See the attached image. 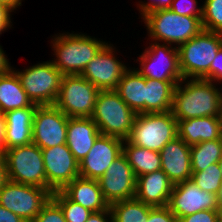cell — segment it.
Masks as SVG:
<instances>
[{"label":"cell","instance_id":"18","mask_svg":"<svg viewBox=\"0 0 222 222\" xmlns=\"http://www.w3.org/2000/svg\"><path fill=\"white\" fill-rule=\"evenodd\" d=\"M190 150L191 146L177 136L159 152L161 169L174 185L191 180Z\"/></svg>","mask_w":222,"mask_h":222},{"label":"cell","instance_id":"5","mask_svg":"<svg viewBox=\"0 0 222 222\" xmlns=\"http://www.w3.org/2000/svg\"><path fill=\"white\" fill-rule=\"evenodd\" d=\"M202 17L179 15L170 9L150 12L143 17L150 37L178 47L198 35L202 30Z\"/></svg>","mask_w":222,"mask_h":222},{"label":"cell","instance_id":"37","mask_svg":"<svg viewBox=\"0 0 222 222\" xmlns=\"http://www.w3.org/2000/svg\"><path fill=\"white\" fill-rule=\"evenodd\" d=\"M149 3L139 4L140 11L142 12L141 15L144 17L150 12H154L161 9H169L173 0H150Z\"/></svg>","mask_w":222,"mask_h":222},{"label":"cell","instance_id":"15","mask_svg":"<svg viewBox=\"0 0 222 222\" xmlns=\"http://www.w3.org/2000/svg\"><path fill=\"white\" fill-rule=\"evenodd\" d=\"M98 182L109 205L135 197L136 177L123 153L108 167Z\"/></svg>","mask_w":222,"mask_h":222},{"label":"cell","instance_id":"6","mask_svg":"<svg viewBox=\"0 0 222 222\" xmlns=\"http://www.w3.org/2000/svg\"><path fill=\"white\" fill-rule=\"evenodd\" d=\"M177 136V120L171 111L140 113L127 140L138 147L160 152Z\"/></svg>","mask_w":222,"mask_h":222},{"label":"cell","instance_id":"9","mask_svg":"<svg viewBox=\"0 0 222 222\" xmlns=\"http://www.w3.org/2000/svg\"><path fill=\"white\" fill-rule=\"evenodd\" d=\"M99 91L81 75H63L54 105L68 117H91Z\"/></svg>","mask_w":222,"mask_h":222},{"label":"cell","instance_id":"27","mask_svg":"<svg viewBox=\"0 0 222 222\" xmlns=\"http://www.w3.org/2000/svg\"><path fill=\"white\" fill-rule=\"evenodd\" d=\"M124 141L123 154L132 167L135 177L161 170V157L158 151L138 147L127 139Z\"/></svg>","mask_w":222,"mask_h":222},{"label":"cell","instance_id":"31","mask_svg":"<svg viewBox=\"0 0 222 222\" xmlns=\"http://www.w3.org/2000/svg\"><path fill=\"white\" fill-rule=\"evenodd\" d=\"M52 199L61 207L66 222H86L92 211L71 201L61 190L52 193Z\"/></svg>","mask_w":222,"mask_h":222},{"label":"cell","instance_id":"8","mask_svg":"<svg viewBox=\"0 0 222 222\" xmlns=\"http://www.w3.org/2000/svg\"><path fill=\"white\" fill-rule=\"evenodd\" d=\"M15 72L33 104L38 106L55 104L63 74L54 66L53 62L46 61L29 67L23 72Z\"/></svg>","mask_w":222,"mask_h":222},{"label":"cell","instance_id":"3","mask_svg":"<svg viewBox=\"0 0 222 222\" xmlns=\"http://www.w3.org/2000/svg\"><path fill=\"white\" fill-rule=\"evenodd\" d=\"M54 66L63 75H81L87 64L107 44L83 34H62L52 40Z\"/></svg>","mask_w":222,"mask_h":222},{"label":"cell","instance_id":"34","mask_svg":"<svg viewBox=\"0 0 222 222\" xmlns=\"http://www.w3.org/2000/svg\"><path fill=\"white\" fill-rule=\"evenodd\" d=\"M197 3V0H173L169 9L179 15L202 17L203 7H197Z\"/></svg>","mask_w":222,"mask_h":222},{"label":"cell","instance_id":"11","mask_svg":"<svg viewBox=\"0 0 222 222\" xmlns=\"http://www.w3.org/2000/svg\"><path fill=\"white\" fill-rule=\"evenodd\" d=\"M141 69L137 71L145 78L160 81H182L179 68L178 47L156 41L140 55Z\"/></svg>","mask_w":222,"mask_h":222},{"label":"cell","instance_id":"42","mask_svg":"<svg viewBox=\"0 0 222 222\" xmlns=\"http://www.w3.org/2000/svg\"><path fill=\"white\" fill-rule=\"evenodd\" d=\"M6 123L3 114L0 112V155H3L6 151Z\"/></svg>","mask_w":222,"mask_h":222},{"label":"cell","instance_id":"7","mask_svg":"<svg viewBox=\"0 0 222 222\" xmlns=\"http://www.w3.org/2000/svg\"><path fill=\"white\" fill-rule=\"evenodd\" d=\"M3 156L8 180L47 189L42 150L36 144L7 149Z\"/></svg>","mask_w":222,"mask_h":222},{"label":"cell","instance_id":"45","mask_svg":"<svg viewBox=\"0 0 222 222\" xmlns=\"http://www.w3.org/2000/svg\"><path fill=\"white\" fill-rule=\"evenodd\" d=\"M22 0H0V4L7 6L14 11L18 6H21Z\"/></svg>","mask_w":222,"mask_h":222},{"label":"cell","instance_id":"16","mask_svg":"<svg viewBox=\"0 0 222 222\" xmlns=\"http://www.w3.org/2000/svg\"><path fill=\"white\" fill-rule=\"evenodd\" d=\"M124 140L115 136L100 134L93 147L79 163L80 177L100 179L108 167L123 153Z\"/></svg>","mask_w":222,"mask_h":222},{"label":"cell","instance_id":"43","mask_svg":"<svg viewBox=\"0 0 222 222\" xmlns=\"http://www.w3.org/2000/svg\"><path fill=\"white\" fill-rule=\"evenodd\" d=\"M8 181L6 162L3 155H0V189Z\"/></svg>","mask_w":222,"mask_h":222},{"label":"cell","instance_id":"36","mask_svg":"<svg viewBox=\"0 0 222 222\" xmlns=\"http://www.w3.org/2000/svg\"><path fill=\"white\" fill-rule=\"evenodd\" d=\"M147 222H177V218L168 206L152 207Z\"/></svg>","mask_w":222,"mask_h":222},{"label":"cell","instance_id":"35","mask_svg":"<svg viewBox=\"0 0 222 222\" xmlns=\"http://www.w3.org/2000/svg\"><path fill=\"white\" fill-rule=\"evenodd\" d=\"M220 210H201L194 214L178 218L177 222H217Z\"/></svg>","mask_w":222,"mask_h":222},{"label":"cell","instance_id":"41","mask_svg":"<svg viewBox=\"0 0 222 222\" xmlns=\"http://www.w3.org/2000/svg\"><path fill=\"white\" fill-rule=\"evenodd\" d=\"M0 222H26L18 215L0 205Z\"/></svg>","mask_w":222,"mask_h":222},{"label":"cell","instance_id":"14","mask_svg":"<svg viewBox=\"0 0 222 222\" xmlns=\"http://www.w3.org/2000/svg\"><path fill=\"white\" fill-rule=\"evenodd\" d=\"M168 207L177 219L201 210H220L218 195L201 190L192 180L174 185Z\"/></svg>","mask_w":222,"mask_h":222},{"label":"cell","instance_id":"32","mask_svg":"<svg viewBox=\"0 0 222 222\" xmlns=\"http://www.w3.org/2000/svg\"><path fill=\"white\" fill-rule=\"evenodd\" d=\"M202 7L203 30L222 33V0H205Z\"/></svg>","mask_w":222,"mask_h":222},{"label":"cell","instance_id":"30","mask_svg":"<svg viewBox=\"0 0 222 222\" xmlns=\"http://www.w3.org/2000/svg\"><path fill=\"white\" fill-rule=\"evenodd\" d=\"M191 180L206 192L219 195L222 187L221 169L214 163L199 172H192Z\"/></svg>","mask_w":222,"mask_h":222},{"label":"cell","instance_id":"20","mask_svg":"<svg viewBox=\"0 0 222 222\" xmlns=\"http://www.w3.org/2000/svg\"><path fill=\"white\" fill-rule=\"evenodd\" d=\"M100 134L91 117H69L66 145L78 163L82 162Z\"/></svg>","mask_w":222,"mask_h":222},{"label":"cell","instance_id":"39","mask_svg":"<svg viewBox=\"0 0 222 222\" xmlns=\"http://www.w3.org/2000/svg\"><path fill=\"white\" fill-rule=\"evenodd\" d=\"M10 12H12L10 8L0 4V34H2L6 28L11 27Z\"/></svg>","mask_w":222,"mask_h":222},{"label":"cell","instance_id":"17","mask_svg":"<svg viewBox=\"0 0 222 222\" xmlns=\"http://www.w3.org/2000/svg\"><path fill=\"white\" fill-rule=\"evenodd\" d=\"M113 50L107 43L81 73L83 78L99 90H115L122 75L128 69L115 58Z\"/></svg>","mask_w":222,"mask_h":222},{"label":"cell","instance_id":"13","mask_svg":"<svg viewBox=\"0 0 222 222\" xmlns=\"http://www.w3.org/2000/svg\"><path fill=\"white\" fill-rule=\"evenodd\" d=\"M42 156L47 179V190H62L73 179L80 177L79 163L66 144L44 148Z\"/></svg>","mask_w":222,"mask_h":222},{"label":"cell","instance_id":"1","mask_svg":"<svg viewBox=\"0 0 222 222\" xmlns=\"http://www.w3.org/2000/svg\"><path fill=\"white\" fill-rule=\"evenodd\" d=\"M182 79L174 89L171 112L177 121L193 118L220 117L222 93L206 79H190L181 87Z\"/></svg>","mask_w":222,"mask_h":222},{"label":"cell","instance_id":"12","mask_svg":"<svg viewBox=\"0 0 222 222\" xmlns=\"http://www.w3.org/2000/svg\"><path fill=\"white\" fill-rule=\"evenodd\" d=\"M69 117L55 105L37 106L32 124V143L40 149L66 144Z\"/></svg>","mask_w":222,"mask_h":222},{"label":"cell","instance_id":"25","mask_svg":"<svg viewBox=\"0 0 222 222\" xmlns=\"http://www.w3.org/2000/svg\"><path fill=\"white\" fill-rule=\"evenodd\" d=\"M33 103L22 88L21 81L15 70L11 69L0 74V112L30 107Z\"/></svg>","mask_w":222,"mask_h":222},{"label":"cell","instance_id":"21","mask_svg":"<svg viewBox=\"0 0 222 222\" xmlns=\"http://www.w3.org/2000/svg\"><path fill=\"white\" fill-rule=\"evenodd\" d=\"M37 104L30 107L14 109L3 114L6 123V150L32 143L33 116Z\"/></svg>","mask_w":222,"mask_h":222},{"label":"cell","instance_id":"29","mask_svg":"<svg viewBox=\"0 0 222 222\" xmlns=\"http://www.w3.org/2000/svg\"><path fill=\"white\" fill-rule=\"evenodd\" d=\"M191 170L199 172L222 158V139L204 141L191 146Z\"/></svg>","mask_w":222,"mask_h":222},{"label":"cell","instance_id":"22","mask_svg":"<svg viewBox=\"0 0 222 222\" xmlns=\"http://www.w3.org/2000/svg\"><path fill=\"white\" fill-rule=\"evenodd\" d=\"M178 136L187 144L222 139L221 118L207 116L177 121Z\"/></svg>","mask_w":222,"mask_h":222},{"label":"cell","instance_id":"33","mask_svg":"<svg viewBox=\"0 0 222 222\" xmlns=\"http://www.w3.org/2000/svg\"><path fill=\"white\" fill-rule=\"evenodd\" d=\"M31 222H66L61 207L51 198Z\"/></svg>","mask_w":222,"mask_h":222},{"label":"cell","instance_id":"49","mask_svg":"<svg viewBox=\"0 0 222 222\" xmlns=\"http://www.w3.org/2000/svg\"><path fill=\"white\" fill-rule=\"evenodd\" d=\"M217 222H222V218H219V219L217 220Z\"/></svg>","mask_w":222,"mask_h":222},{"label":"cell","instance_id":"26","mask_svg":"<svg viewBox=\"0 0 222 222\" xmlns=\"http://www.w3.org/2000/svg\"><path fill=\"white\" fill-rule=\"evenodd\" d=\"M179 82L146 78L145 113L171 111L174 89Z\"/></svg>","mask_w":222,"mask_h":222},{"label":"cell","instance_id":"24","mask_svg":"<svg viewBox=\"0 0 222 222\" xmlns=\"http://www.w3.org/2000/svg\"><path fill=\"white\" fill-rule=\"evenodd\" d=\"M145 88L146 78L136 69H127L115 91L136 114H140L145 113Z\"/></svg>","mask_w":222,"mask_h":222},{"label":"cell","instance_id":"38","mask_svg":"<svg viewBox=\"0 0 222 222\" xmlns=\"http://www.w3.org/2000/svg\"><path fill=\"white\" fill-rule=\"evenodd\" d=\"M222 80V47L217 52L210 66V81Z\"/></svg>","mask_w":222,"mask_h":222},{"label":"cell","instance_id":"23","mask_svg":"<svg viewBox=\"0 0 222 222\" xmlns=\"http://www.w3.org/2000/svg\"><path fill=\"white\" fill-rule=\"evenodd\" d=\"M71 201L81 204L92 212L109 208L105 201L98 180L78 177L61 190Z\"/></svg>","mask_w":222,"mask_h":222},{"label":"cell","instance_id":"4","mask_svg":"<svg viewBox=\"0 0 222 222\" xmlns=\"http://www.w3.org/2000/svg\"><path fill=\"white\" fill-rule=\"evenodd\" d=\"M136 115L115 90H100L91 119L102 135L126 140L131 133Z\"/></svg>","mask_w":222,"mask_h":222},{"label":"cell","instance_id":"19","mask_svg":"<svg viewBox=\"0 0 222 222\" xmlns=\"http://www.w3.org/2000/svg\"><path fill=\"white\" fill-rule=\"evenodd\" d=\"M174 184L161 169L136 177L135 198L152 207L168 206Z\"/></svg>","mask_w":222,"mask_h":222},{"label":"cell","instance_id":"48","mask_svg":"<svg viewBox=\"0 0 222 222\" xmlns=\"http://www.w3.org/2000/svg\"><path fill=\"white\" fill-rule=\"evenodd\" d=\"M220 118H221V126H222V110H221Z\"/></svg>","mask_w":222,"mask_h":222},{"label":"cell","instance_id":"40","mask_svg":"<svg viewBox=\"0 0 222 222\" xmlns=\"http://www.w3.org/2000/svg\"><path fill=\"white\" fill-rule=\"evenodd\" d=\"M108 216L110 222H112V214L110 208L99 212H92L86 222H109V219H107Z\"/></svg>","mask_w":222,"mask_h":222},{"label":"cell","instance_id":"46","mask_svg":"<svg viewBox=\"0 0 222 222\" xmlns=\"http://www.w3.org/2000/svg\"><path fill=\"white\" fill-rule=\"evenodd\" d=\"M218 201H219V204H220V218H222V187H221V191L218 195Z\"/></svg>","mask_w":222,"mask_h":222},{"label":"cell","instance_id":"28","mask_svg":"<svg viewBox=\"0 0 222 222\" xmlns=\"http://www.w3.org/2000/svg\"><path fill=\"white\" fill-rule=\"evenodd\" d=\"M112 222H147L152 206L137 198L118 201L109 205Z\"/></svg>","mask_w":222,"mask_h":222},{"label":"cell","instance_id":"44","mask_svg":"<svg viewBox=\"0 0 222 222\" xmlns=\"http://www.w3.org/2000/svg\"><path fill=\"white\" fill-rule=\"evenodd\" d=\"M11 69L12 68L9 65L8 59L0 46V74H4Z\"/></svg>","mask_w":222,"mask_h":222},{"label":"cell","instance_id":"47","mask_svg":"<svg viewBox=\"0 0 222 222\" xmlns=\"http://www.w3.org/2000/svg\"><path fill=\"white\" fill-rule=\"evenodd\" d=\"M218 164H219V167H220V169H221V175H222V158L220 159V161L218 162Z\"/></svg>","mask_w":222,"mask_h":222},{"label":"cell","instance_id":"10","mask_svg":"<svg viewBox=\"0 0 222 222\" xmlns=\"http://www.w3.org/2000/svg\"><path fill=\"white\" fill-rule=\"evenodd\" d=\"M52 191L8 180L0 189V205L31 222L52 198Z\"/></svg>","mask_w":222,"mask_h":222},{"label":"cell","instance_id":"2","mask_svg":"<svg viewBox=\"0 0 222 222\" xmlns=\"http://www.w3.org/2000/svg\"><path fill=\"white\" fill-rule=\"evenodd\" d=\"M221 47L222 33L206 30L181 44L178 52L183 79L210 80V66Z\"/></svg>","mask_w":222,"mask_h":222}]
</instances>
